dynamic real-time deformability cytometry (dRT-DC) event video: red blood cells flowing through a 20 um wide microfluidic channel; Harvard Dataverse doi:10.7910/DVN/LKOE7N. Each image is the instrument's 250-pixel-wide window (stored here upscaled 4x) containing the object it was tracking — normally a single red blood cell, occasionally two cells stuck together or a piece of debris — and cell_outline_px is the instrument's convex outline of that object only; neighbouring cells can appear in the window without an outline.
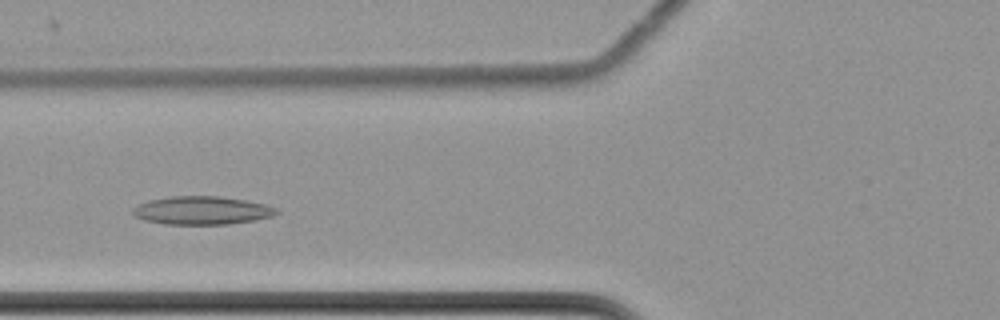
{"species": "common noctule bat (a hibernating species)", "species_latin": "Nyctalus noctula", "temperature_condition": "cold", "stored_images_in_passage": 53, "camera_frame_rate_fps": 3000, "um_per_image_px": 0.085, "animal": {"sex": "female", "body_mass_g": 22.7, "forearm_length_mm": 54.2}, "frame": {"image": 1, "passage_image": 17, "time_ms": 5.333, "image_size_px": [1000, 320], "cell_outline_px": [[280, 212], [272, 216], [256, 220], [228, 224], [164, 224], [144, 220], [136, 216], [132, 212], [132, 208], [148, 200], [172, 196], [216, 196], [244, 200], [264, 204], [276, 208]], "centroid_in_image_um": [17.16, 17.89], "position_along_channel_um": 108.6, "area_um2": 23.52}}
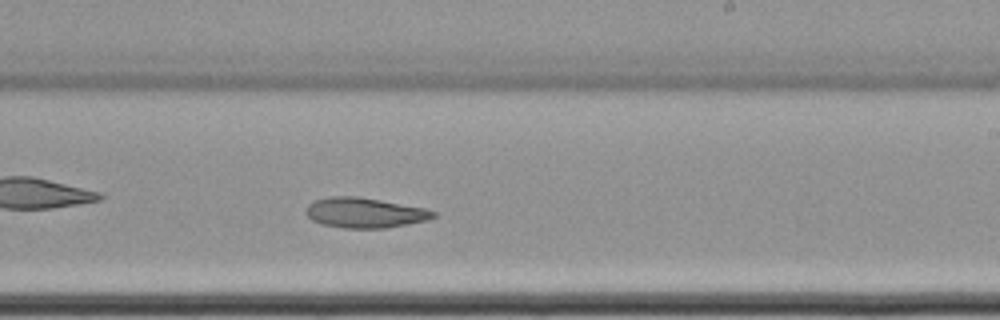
{"frame": {"image": 2, "passage_image": 30, "time_ms": 9.667, "image_size_px": [1000, 320], "cell_outline_px": [[436, 216], [428, 220], [384, 228], [344, 228], [324, 224], [312, 220], [304, 212], [308, 204], [316, 200], [328, 196], [356, 196], [380, 200], [424, 208], [436, 212]], "centroid_in_image_um": [30.98, 18.08], "position_along_channel_um": 258.0, "area_um2": 22.2}}
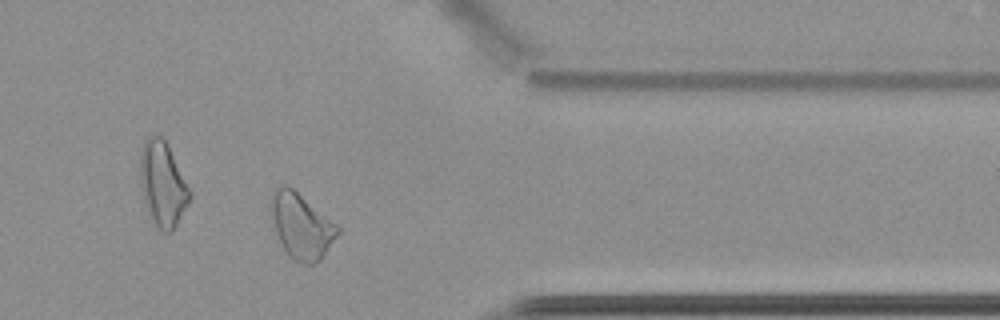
{"frame": {"image": 3, "passage_image": 42, "time_ms": 13.667, "image_size_px": [1000, 320], "cell_outline_px": [[340, 232], [320, 260], [312, 264], [300, 264], [292, 260], [288, 256], [276, 232], [272, 212], [272, 192], [280, 184], [288, 184], [340, 224]], "centroid_in_image_um": [25.67, 19.19], "position_along_channel_um": 385.7, "area_um2": 25.61}}